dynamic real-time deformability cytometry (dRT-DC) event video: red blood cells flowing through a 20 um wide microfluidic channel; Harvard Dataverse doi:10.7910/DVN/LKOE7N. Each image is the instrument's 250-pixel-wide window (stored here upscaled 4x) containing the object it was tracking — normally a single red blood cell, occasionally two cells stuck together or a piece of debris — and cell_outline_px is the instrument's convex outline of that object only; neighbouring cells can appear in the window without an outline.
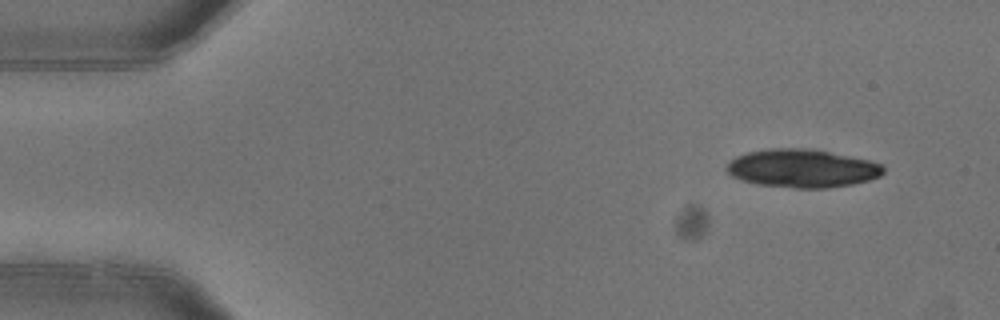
{"species": "common noctule bat (a hibernating species)", "species_latin": "Nyctalus noctula", "temperature_condition": "warm", "stored_images_in_passage": 4, "camera_frame_rate_fps": 3000, "um_per_image_px": 0.085, "animal": {"sex": "female"}, "frame": {"image": 1, "passage_image": 1, "time_ms": 0.0, "image_size_px": [1000, 320], "cell_outline_px": [[884, 172], [880, 176], [868, 180], [852, 184], [828, 188], [792, 188], [756, 184], [740, 180], [732, 176], [728, 172], [728, 164], [736, 156], [748, 152], [768, 148], [808, 148], [868, 160], [880, 164], [884, 168]], "centroid_in_image_um": [68.17, 14.32], "position_along_channel_um": 16.8, "area_um2": 34.74}}